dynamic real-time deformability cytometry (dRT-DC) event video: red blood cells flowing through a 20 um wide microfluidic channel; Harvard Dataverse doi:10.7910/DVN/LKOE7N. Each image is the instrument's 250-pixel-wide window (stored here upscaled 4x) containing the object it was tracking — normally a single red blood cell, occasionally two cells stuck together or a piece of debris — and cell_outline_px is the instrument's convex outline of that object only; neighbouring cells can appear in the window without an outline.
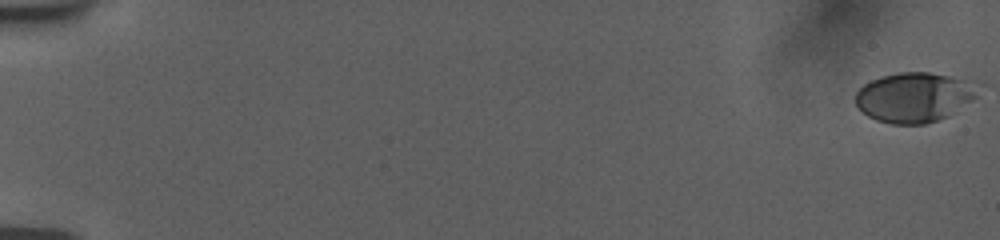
{"species": "human", "species_latin": "Homo sapiens", "temperature_condition": "room temperature", "stored_images_in_passage": 57, "camera_frame_rate_fps": 3000, "um_per_image_px": 0.085, "donor": {"sex": "female"}, "frame": {"image": 1, "passage_image": 1, "time_ms": 0.0, "image_size_px": [1000, 240], "cell_outline_px": [[976, 96], [972, 100], [948, 116], [924, 124], [892, 124], [876, 120], [868, 116], [856, 104], [856, 92], [864, 84], [872, 80], [884, 76], [900, 72], [928, 72], [948, 76], [964, 80], [972, 84], [976, 88]], "centroid_in_image_um": [77.66, 8.28], "position_along_channel_um": 7.3, "area_um2": 34.85}}
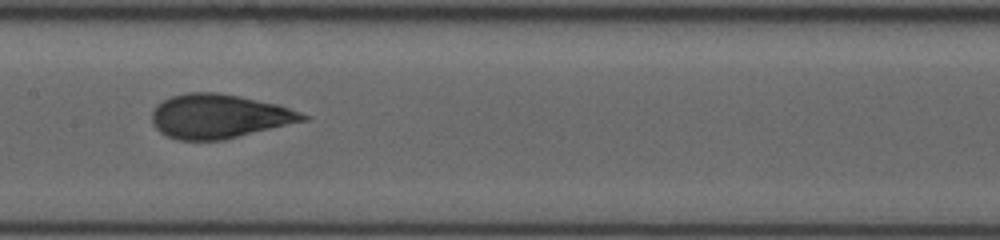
{"frame": {"image": 2, "passage_image": 31, "time_ms": 10.0, "image_size_px": [1000, 240], "cell_outline_px": [[312, 116], [308, 120], [224, 140], [176, 140], [160, 132], [152, 124], [152, 112], [156, 104], [172, 96], [188, 92], [220, 92], [240, 96], [276, 104]], "centroid_in_image_um": [18.62, 9.88], "position_along_channel_um": 188.8, "area_um2": 38.96}}
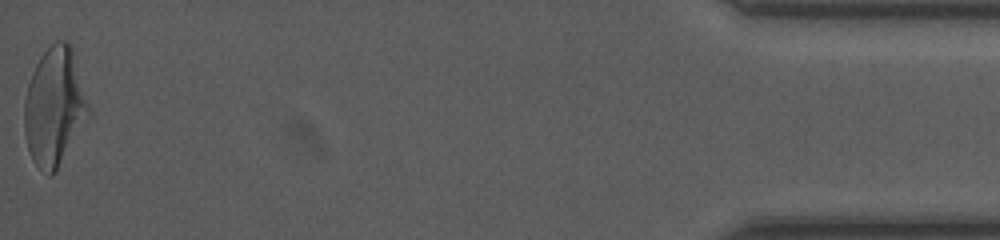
{"frame": {"image": 3, "passage_image": 57, "time_ms": 18.667, "image_size_px": [1000, 240], "cell_outline_px": [[92, 116], [56, 172], [52, 176], [48, 176], [32, 160], [28, 152], [24, 132], [24, 100], [28, 84], [32, 72], [40, 56], [56, 40], [68, 40], [72, 44], [92, 112]], "centroid_in_image_um": [4.67, 9.09], "position_along_channel_um": 430.5, "area_um2": 45.49}, "authors_computed_cell_mechanics": {"area_um2": 38.148, "velocity_mm_per_s": 3.7475, "shape_relaxation_time_tau1_ms": 5.7774, "shape_relaxation_time_tau2_ms": 0.8069, "deformation_change_tau1": 0.1866, "deformation_change_tau2": 0.0742}}